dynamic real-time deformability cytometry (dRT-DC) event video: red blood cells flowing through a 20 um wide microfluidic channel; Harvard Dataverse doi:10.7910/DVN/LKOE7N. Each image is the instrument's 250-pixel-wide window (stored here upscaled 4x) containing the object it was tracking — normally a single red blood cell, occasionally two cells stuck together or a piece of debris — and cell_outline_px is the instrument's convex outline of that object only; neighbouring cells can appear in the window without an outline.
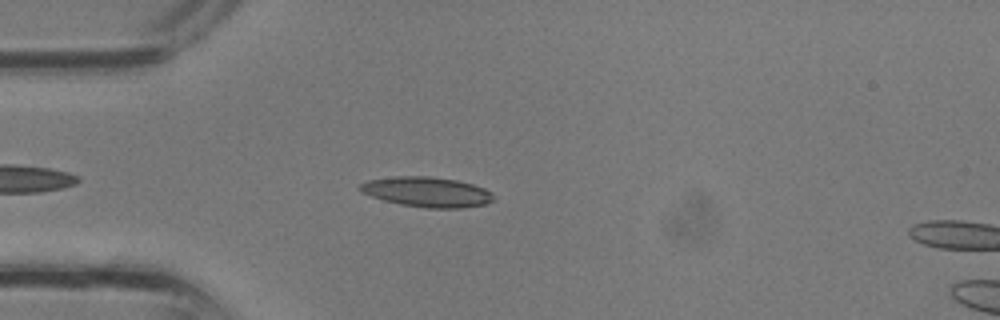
{"species": "common noctule bat (a hibernating species)", "species_latin": "Nyctalus noctula", "temperature_condition": "room temperature", "stored_images_in_passage": 7, "camera_frame_rate_fps": 3000, "um_per_image_px": 0.085, "animal": {"sex": "male", "body_mass_g": 13.3}, "frame": {"image": 1, "passage_image": 5, "time_ms": 1.333, "image_size_px": [1000, 320], "cell_outline_px": [[492, 200], [484, 204], [460, 208], [424, 208], [400, 204], [384, 200], [360, 192], [356, 188], [360, 184], [368, 180], [396, 176], [432, 176], [456, 180], [472, 184], [484, 188], [492, 192]], "centroid_in_image_um": [36.25, 16.31], "position_along_channel_um": 48.8, "area_um2": 23.35}}